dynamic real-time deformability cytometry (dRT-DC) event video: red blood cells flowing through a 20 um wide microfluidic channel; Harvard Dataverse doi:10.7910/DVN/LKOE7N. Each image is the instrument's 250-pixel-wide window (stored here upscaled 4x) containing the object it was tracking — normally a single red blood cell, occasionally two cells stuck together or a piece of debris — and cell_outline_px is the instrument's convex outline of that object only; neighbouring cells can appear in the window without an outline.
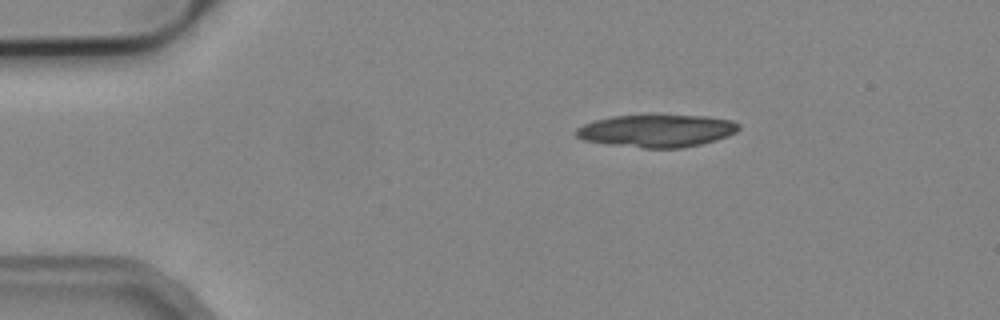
{"species": "common noctule bat (a hibernating species)", "species_latin": "Nyctalus noctula", "temperature_condition": "cold", "stored_images_in_passage": 11, "camera_frame_rate_fps": 3000, "um_per_image_px": 0.085, "animal": {"sex": "male", "body_mass_g": 19.2, "forearm_length_mm": 51.8}, "frame": {"image": 1, "passage_image": 1, "time_ms": 0.0, "image_size_px": [1000, 320], "cell_outline_px": [[740, 128], [736, 132], [728, 136], [716, 140], [700, 144], [680, 148], [644, 148], [608, 144], [584, 140], [576, 136], [576, 128], [584, 124], [596, 120], [612, 116], [708, 116], [732, 120], [740, 124]], "centroid_in_image_um": [55.85, 11.12], "position_along_channel_um": 29.1, "area_um2": 30.58}}